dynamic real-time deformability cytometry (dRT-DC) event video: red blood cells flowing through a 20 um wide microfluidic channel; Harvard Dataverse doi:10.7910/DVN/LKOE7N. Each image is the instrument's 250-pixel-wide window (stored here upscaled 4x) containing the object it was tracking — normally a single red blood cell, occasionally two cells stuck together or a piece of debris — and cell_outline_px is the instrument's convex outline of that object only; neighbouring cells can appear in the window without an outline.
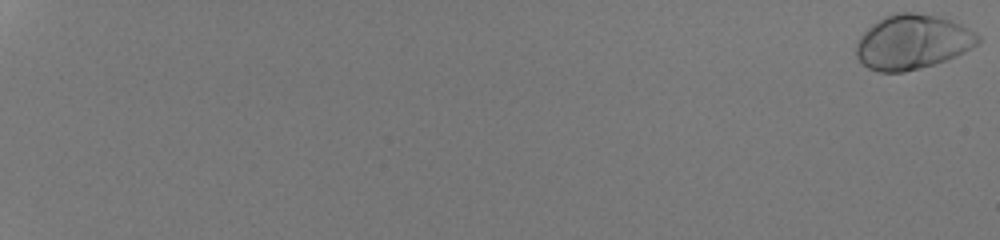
{"species": "human", "species_latin": "Homo sapiens", "temperature_condition": "room temperature", "stored_images_in_passage": 55, "camera_frame_rate_fps": 3000, "um_per_image_px": 0.085, "donor": {"sex": "male"}, "frame": {"image": 1, "passage_image": 1, "time_ms": 0.0, "image_size_px": [1000, 240], "cell_outline_px": [[980, 40], [976, 44], [964, 52], [956, 56], [920, 68], [904, 72], [880, 72], [868, 68], [856, 56], [856, 40], [872, 24], [884, 16], [896, 12], [916, 12], [936, 16], [960, 24], [976, 32], [980, 36]], "centroid_in_image_um": [77.53, 3.56], "position_along_channel_um": 7.5, "area_um2": 38.55}}
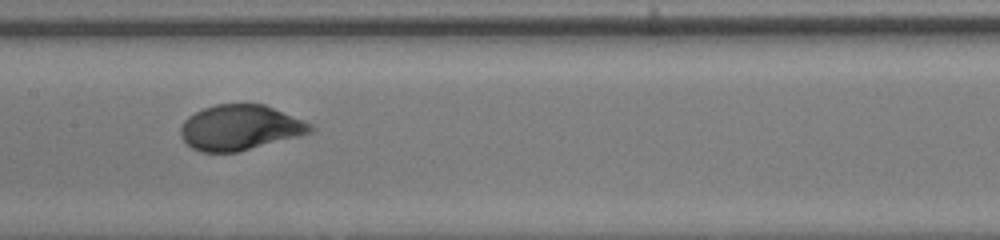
{"frame": {"image": 2, "passage_image": 34, "time_ms": 11.0, "image_size_px": [1000, 240], "cell_outline_px": [[316, 128], [312, 132], [236, 152], [200, 152], [192, 148], [180, 136], [180, 128], [184, 120], [188, 116], [204, 108], [216, 104], [264, 104], [304, 120], [312, 124]], "centroid_in_image_um": [20.39, 10.83], "position_along_channel_um": 187.0, "area_um2": 33.99}}
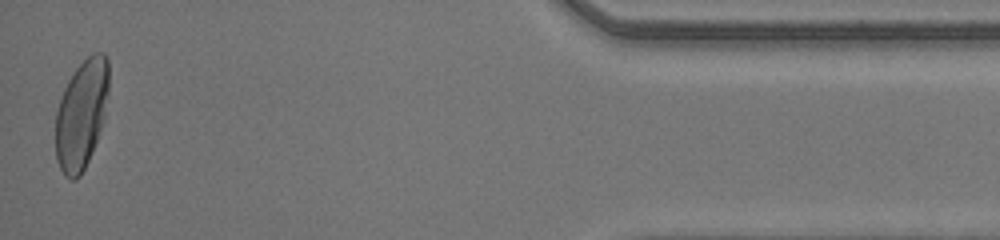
{"frame": {"image": 3, "passage_image": 55, "time_ms": 18.0, "image_size_px": [1000, 240], "cell_outline_px": [[108, 92], [104, 120], [88, 160], [80, 176], [76, 180], [72, 180], [64, 176], [56, 160], [56, 112], [64, 88], [72, 72], [92, 52], [104, 52], [108, 60]], "centroid_in_image_um": [6.92, 9.7], "position_along_channel_um": 428.3, "area_um2": 33.81}, "authors_computed_cell_mechanics": {"area_um2": 34.68, "velocity_mm_per_s": 4.2231, "shape_relaxation_time_tau1_ms": 2.9615, "shape_relaxation_time_tau2_ms": null, "deformation_change_tau1": 0.1666, "deformation_change_tau2": null}}